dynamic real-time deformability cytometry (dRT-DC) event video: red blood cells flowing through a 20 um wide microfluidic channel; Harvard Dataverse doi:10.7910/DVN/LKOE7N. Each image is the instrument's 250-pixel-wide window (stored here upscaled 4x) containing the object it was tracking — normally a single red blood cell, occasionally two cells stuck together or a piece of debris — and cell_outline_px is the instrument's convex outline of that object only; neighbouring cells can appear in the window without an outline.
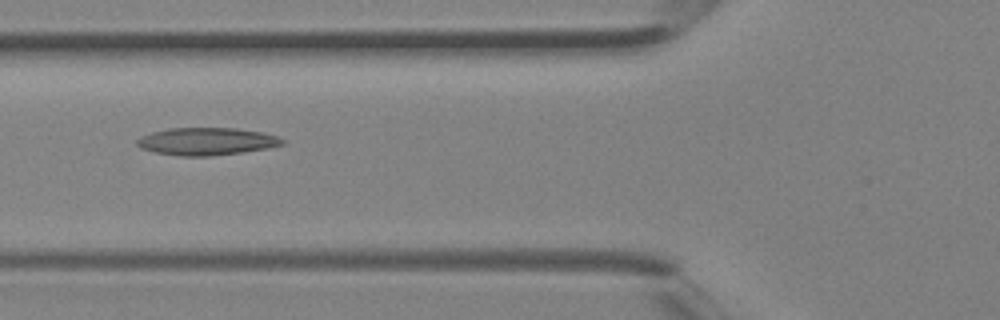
{"species": "Egyptian fruit bat (a non-hibernating species)", "species_latin": "Rousettus aegyptiacus", "temperature_condition": "room temperature", "stored_images_in_passage": 32, "camera_frame_rate_fps": 3000, "um_per_image_px": 0.085, "animal": {"sex": "female"}, "frame": {"image": 1, "passage_image": 8, "time_ms": 2.333, "image_size_px": [1000, 320], "cell_outline_px": [[284, 144], [268, 148], [244, 152], [212, 156], [180, 156], [152, 152], [140, 148], [136, 144], [136, 140], [140, 136], [152, 132], [168, 128], [236, 128], [260, 132], [276, 136], [284, 140]], "centroid_in_image_um": [17.52, 12.02], "position_along_channel_um": 108.3, "area_um2": 23.41}}
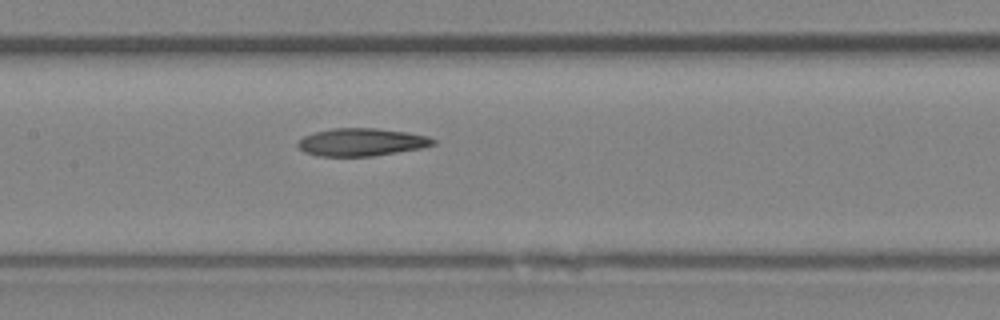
{"frame": {"image": 2, "passage_image": 12, "time_ms": 3.667, "image_size_px": [1000, 320], "cell_outline_px": [[436, 144], [424, 148], [372, 156], [316, 156], [304, 152], [296, 144], [304, 136], [316, 132], [332, 128], [376, 128], [408, 132], [428, 136], [436, 140]], "centroid_in_image_um": [30.77, 12.08], "position_along_channel_um": 176.6, "area_um2": 21.96}}
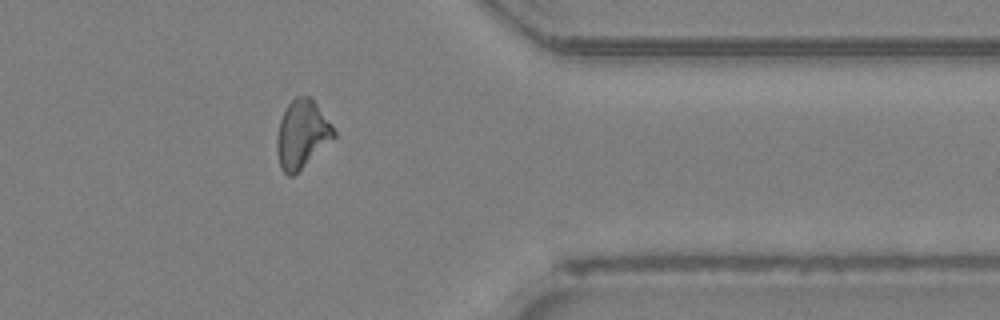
{"frame": {"image": 3, "passage_image": 25, "time_ms": 8.0, "image_size_px": [1000, 320], "cell_outline_px": [[336, 136], [292, 176], [288, 176], [280, 168], [276, 152], [276, 136], [280, 120], [288, 104], [296, 96], [308, 96], [316, 104], [332, 124], [336, 132]], "centroid_in_image_um": [25.64, 11.41], "position_along_channel_um": 385.8, "area_um2": 22.31}}